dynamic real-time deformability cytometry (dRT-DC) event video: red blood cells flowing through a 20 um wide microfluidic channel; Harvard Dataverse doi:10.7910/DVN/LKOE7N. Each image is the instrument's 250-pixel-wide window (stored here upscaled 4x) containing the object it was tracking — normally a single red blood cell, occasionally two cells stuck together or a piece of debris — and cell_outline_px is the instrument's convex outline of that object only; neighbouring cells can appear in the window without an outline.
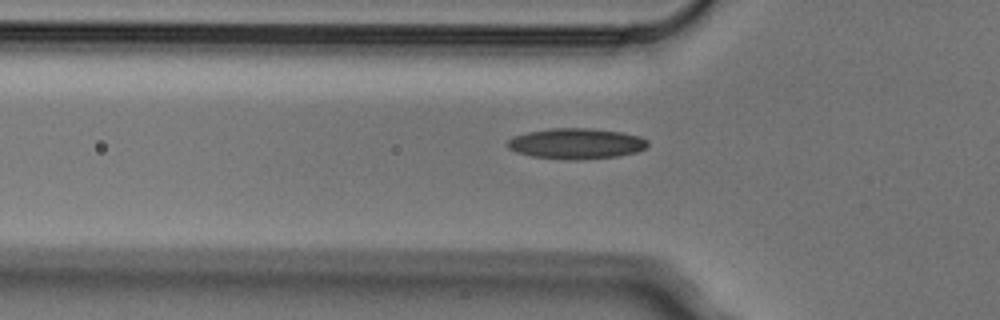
{"species": "Egyptian fruit bat (a non-hibernating species)", "species_latin": "Rousettus aegyptiacus", "temperature_condition": "cold", "stored_images_in_passage": 2, "camera_frame_rate_fps": 3000, "um_per_image_px": 0.085, "animal": {"sex": "male"}, "frame": {"image": 1, "passage_image": 2, "time_ms": 0.333, "image_size_px": [1000, 320], "cell_outline_px": [[648, 144], [644, 148], [636, 152], [616, 156], [580, 160], [568, 160], [532, 156], [516, 152], [508, 148], [508, 140], [512, 136], [528, 132], [552, 128], [588, 128], [620, 132], [640, 136], [648, 140]], "centroid_in_image_um": [48.96, 12.21], "position_along_channel_um": 76.8, "area_um2": 24.97}}